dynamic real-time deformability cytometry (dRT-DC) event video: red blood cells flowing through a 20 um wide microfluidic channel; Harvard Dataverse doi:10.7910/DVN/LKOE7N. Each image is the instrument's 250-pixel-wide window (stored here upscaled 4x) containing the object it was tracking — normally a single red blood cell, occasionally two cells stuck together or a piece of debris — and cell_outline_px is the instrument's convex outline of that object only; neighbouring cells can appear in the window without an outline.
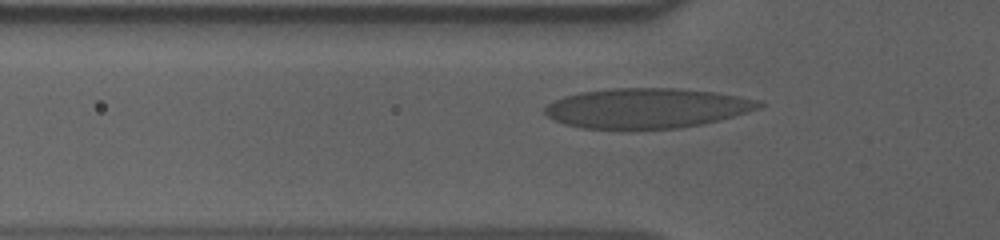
{"species": "human", "species_latin": "Homo sapiens", "temperature_condition": "cold", "stored_images_in_passage": 36, "camera_frame_rate_fps": 3000, "um_per_image_px": 0.085, "donor": {"sex": "male"}, "frame": {"image": 1, "passage_image": 5, "time_ms": 1.333, "image_size_px": [1000, 240], "cell_outline_px": [[764, 104], [760, 108], [732, 116], [700, 124], [680, 128], [636, 132], [620, 132], [580, 128], [564, 124], [552, 120], [544, 112], [544, 108], [548, 104], [564, 96], [580, 92], [612, 88], [672, 88], [712, 92], [760, 100]], "centroid_in_image_um": [54.88, 9.25], "position_along_channel_um": 70.9, "area_um2": 50.98}}
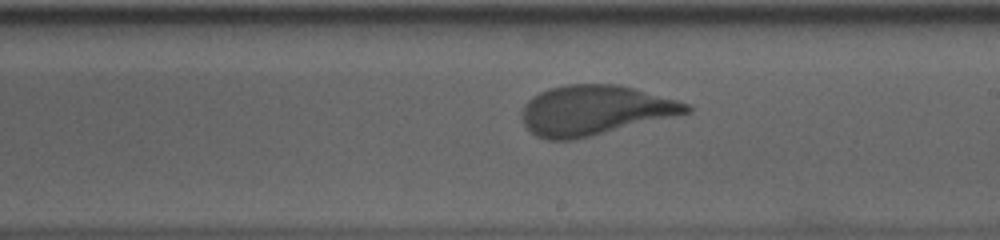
{"frame": {"image": 2, "passage_image": 19, "time_ms": 6.0, "image_size_px": [1000, 240], "cell_outline_px": [[692, 112], [572, 140], [548, 140], [536, 136], [524, 124], [520, 116], [520, 112], [524, 104], [532, 96], [548, 88], [568, 84], [620, 84], [636, 88], [676, 100], [688, 104], [692, 108]], "centroid_in_image_um": [50.52, 9.36], "position_along_channel_um": 238.5, "area_um2": 47.69}}
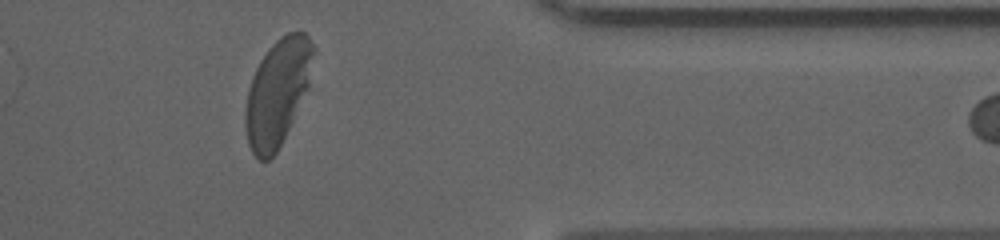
{"frame": {"image": 3, "passage_image": 33, "time_ms": 10.667, "image_size_px": [1000, 240], "cell_outline_px": [[316, 48], [308, 84], [292, 120], [276, 152], [268, 160], [260, 160], [252, 152], [248, 144], [244, 128], [244, 108], [248, 88], [252, 76], [260, 60], [268, 48], [280, 36], [288, 32], [304, 32], [308, 36]], "centroid_in_image_um": [23.55, 7.82], "position_along_channel_um": 387.9, "area_um2": 41.85}}